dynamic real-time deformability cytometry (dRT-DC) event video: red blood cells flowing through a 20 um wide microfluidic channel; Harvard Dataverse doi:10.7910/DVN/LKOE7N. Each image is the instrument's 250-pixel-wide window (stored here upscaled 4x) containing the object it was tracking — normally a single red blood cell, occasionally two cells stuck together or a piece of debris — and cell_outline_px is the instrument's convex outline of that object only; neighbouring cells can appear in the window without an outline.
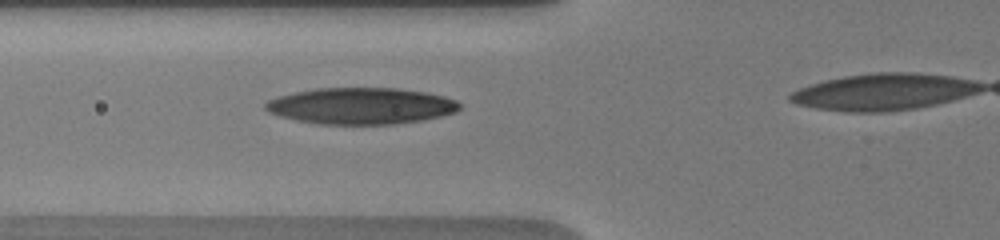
{"species": "human", "species_latin": "Homo sapiens", "temperature_condition": "warm", "stored_images_in_passage": 5, "segment_of_instrument_passage": [1, 2], "camera_frame_rate_fps": 3000, "um_per_image_px": 0.085, "donor": {"sex": "male"}, "frame": {"image": 1, "passage_image": 4, "time_ms": 2.333, "image_size_px": [1000, 240], "cell_outline_px": [[460, 108], [456, 112], [440, 116], [420, 120], [392, 124], [320, 124], [296, 120], [280, 116], [268, 112], [264, 108], [264, 104], [268, 100], [280, 96], [296, 92], [316, 88], [396, 88], [428, 92], [444, 96], [456, 100], [460, 104]], "centroid_in_image_um": [30.69, 9.0], "position_along_channel_um": 95.1, "area_um2": 41.15}}